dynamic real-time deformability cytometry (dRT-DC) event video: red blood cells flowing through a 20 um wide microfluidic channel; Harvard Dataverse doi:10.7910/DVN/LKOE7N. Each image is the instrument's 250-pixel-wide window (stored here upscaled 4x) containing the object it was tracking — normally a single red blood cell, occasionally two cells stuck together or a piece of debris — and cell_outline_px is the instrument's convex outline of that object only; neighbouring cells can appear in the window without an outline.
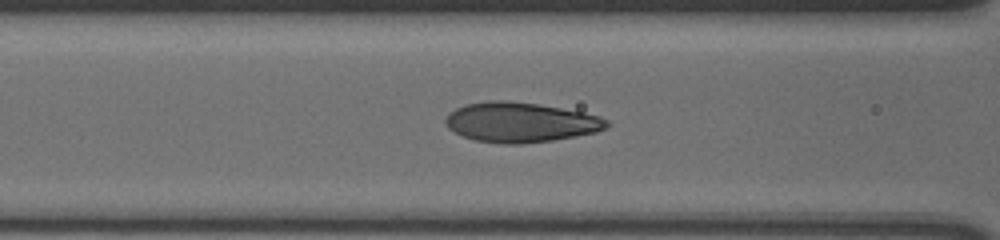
{"species": "human", "species_latin": "Homo sapiens", "temperature_condition": "cold", "stored_images_in_passage": 31, "camera_frame_rate_fps": 3000, "um_per_image_px": 0.085, "donor": {"sex": "male"}, "frame": {"image": 1, "passage_image": 6, "time_ms": 1.667, "image_size_px": [1000, 240], "cell_outline_px": [[608, 124], [604, 128], [596, 132], [552, 140], [520, 144], [504, 144], [476, 140], [464, 136], [448, 128], [444, 120], [448, 112], [464, 104], [488, 100], [508, 100], [536, 104], [584, 112], [600, 116], [608, 120]], "centroid_in_image_um": [44.2, 10.38], "position_along_channel_um": 122.4, "area_um2": 37.34}}
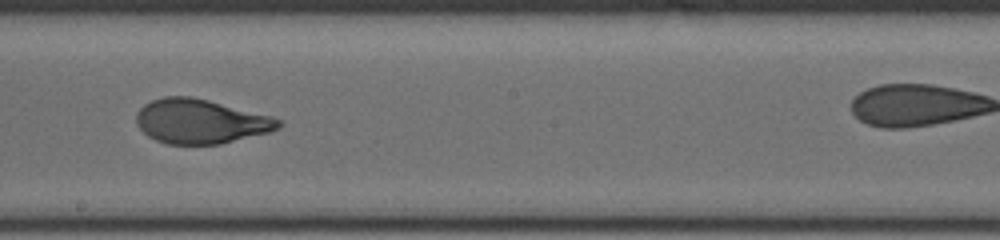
{"frame": {"image": 2, "passage_image": 15, "time_ms": 4.667, "image_size_px": [1000, 240], "cell_outline_px": [[284, 124], [280, 128], [268, 132], [220, 144], [168, 144], [156, 140], [148, 136], [136, 124], [136, 112], [144, 104], [152, 100], [164, 96], [192, 96], [272, 116], [284, 120]], "centroid_in_image_um": [17.06, 10.31], "position_along_channel_um": 231.1, "area_um2": 36.88}}
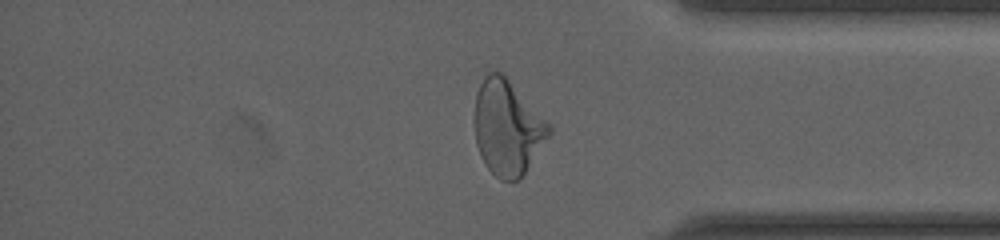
{"frame": {"image": 3, "passage_image": 29, "time_ms": 9.333, "image_size_px": [1000, 240], "cell_outline_px": [[552, 132], [520, 180], [500, 180], [484, 164], [480, 156], [476, 144], [472, 120], [476, 92], [484, 76], [488, 72], [500, 72], [552, 124]], "centroid_in_image_um": [43.11, 10.86], "position_along_channel_um": 392.1, "area_um2": 41.62}}